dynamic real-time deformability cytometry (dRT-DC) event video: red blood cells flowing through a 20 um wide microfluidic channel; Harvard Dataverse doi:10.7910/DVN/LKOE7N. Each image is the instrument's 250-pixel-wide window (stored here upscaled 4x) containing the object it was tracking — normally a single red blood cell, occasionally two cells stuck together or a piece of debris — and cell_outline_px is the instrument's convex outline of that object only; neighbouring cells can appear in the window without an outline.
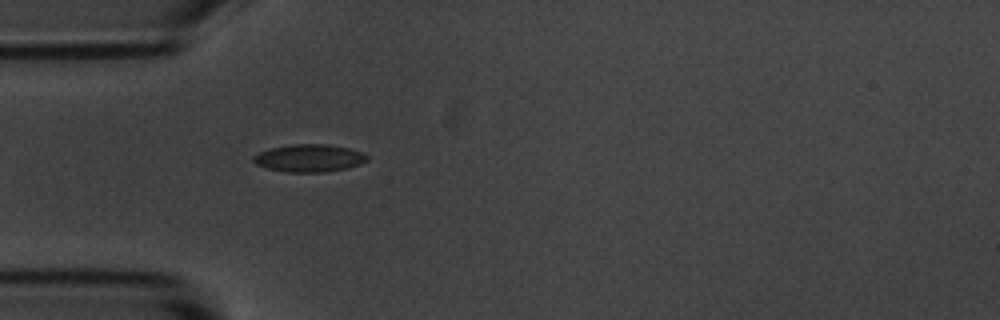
{"species": "common noctule bat (a hibernating species)", "species_latin": "Nyctalus noctula", "temperature_condition": "room temperature", "stored_images_in_passage": 1, "camera_frame_rate_fps": 3000, "um_per_image_px": 0.085, "animal": {"sex": "male", "body_mass_g": 20.1, "forearm_length_mm": 53.5}, "frame": {"image": 1, "passage_image": 1, "time_ms": 0.0, "image_size_px": [1000, 320], "cell_outline_px": [[368, 160], [360, 164], [348, 168], [324, 172], [288, 172], [268, 168], [256, 164], [252, 160], [252, 156], [260, 152], [272, 148], [292, 144], [324, 144], [348, 148], [360, 152], [368, 156]], "centroid_in_image_um": [26.28, 13.44], "position_along_channel_um": 58.7, "area_um2": 18.09}}